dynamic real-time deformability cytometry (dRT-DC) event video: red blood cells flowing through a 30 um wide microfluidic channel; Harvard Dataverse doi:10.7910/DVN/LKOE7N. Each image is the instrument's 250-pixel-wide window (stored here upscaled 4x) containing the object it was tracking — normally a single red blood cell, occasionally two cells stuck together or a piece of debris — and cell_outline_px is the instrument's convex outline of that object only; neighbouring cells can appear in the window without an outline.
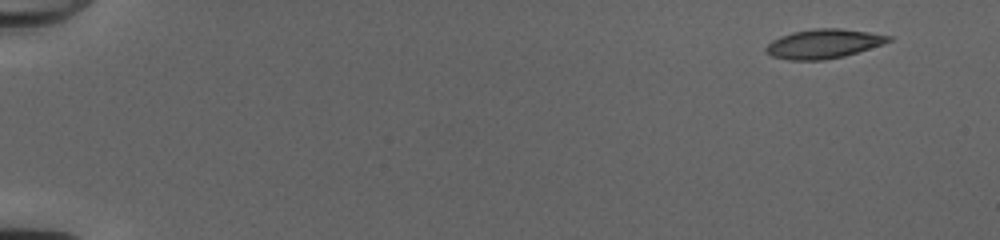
{"species": "common noctule bat (a hibernating species)", "species_latin": "Nyctalus noctula", "temperature_condition": "cold", "stored_images_in_passage": 50, "camera_frame_rate_fps": 3000, "um_per_image_px": 0.085, "animal": {"sex": "female", "body_mass_g": 20.0, "forearm_length_mm": 54.0}, "frame": {"image": 1, "passage_image": 1, "time_ms": 0.0, "image_size_px": [1000, 240], "cell_outline_px": [[892, 40], [884, 44], [844, 56], [824, 60], [788, 60], [772, 56], [764, 52], [764, 48], [772, 40], [780, 36], [792, 32], [816, 28], [840, 28], [868, 32], [892, 36]], "centroid_in_image_um": [69.98, 3.72], "position_along_channel_um": 15.0, "area_um2": 20.98}}
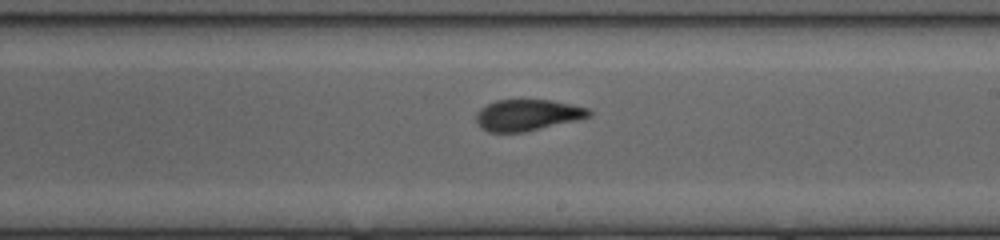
{"frame": {"image": 2, "passage_image": 30, "time_ms": 9.667, "image_size_px": [1000, 240], "cell_outline_px": [[592, 116], [576, 120], [524, 132], [488, 132], [480, 128], [476, 120], [476, 112], [480, 108], [496, 100], [552, 100], [572, 104], [588, 108], [592, 112]], "centroid_in_image_um": [44.82, 9.78], "position_along_channel_um": 244.2, "area_um2": 20.58}}
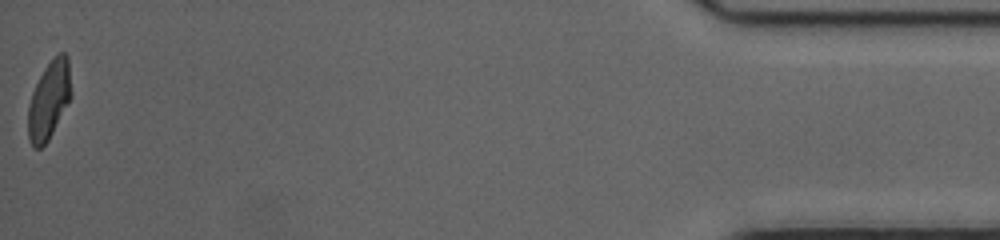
{"frame": {"image": 3, "passage_image": 50, "time_ms": 16.333, "image_size_px": [1000, 240], "cell_outline_px": [[72, 96], [48, 140], [40, 148], [32, 148], [28, 136], [28, 108], [32, 92], [44, 68], [60, 52], [64, 52], [68, 56], [72, 92]], "centroid_in_image_um": [4.18, 8.51], "position_along_channel_um": 431.0, "area_um2": 19.48}, "authors_computed_cell_mechanics": {"area_um2": 20.9525, "velocity_mm_per_s": 4.0431, "shape_relaxation_time_tau1_ms": 7.6485, "shape_relaxation_time_tau2_ms": 1.663, "deformation_change_tau1": 0.2403, "deformation_change_tau2": 0.0894}}